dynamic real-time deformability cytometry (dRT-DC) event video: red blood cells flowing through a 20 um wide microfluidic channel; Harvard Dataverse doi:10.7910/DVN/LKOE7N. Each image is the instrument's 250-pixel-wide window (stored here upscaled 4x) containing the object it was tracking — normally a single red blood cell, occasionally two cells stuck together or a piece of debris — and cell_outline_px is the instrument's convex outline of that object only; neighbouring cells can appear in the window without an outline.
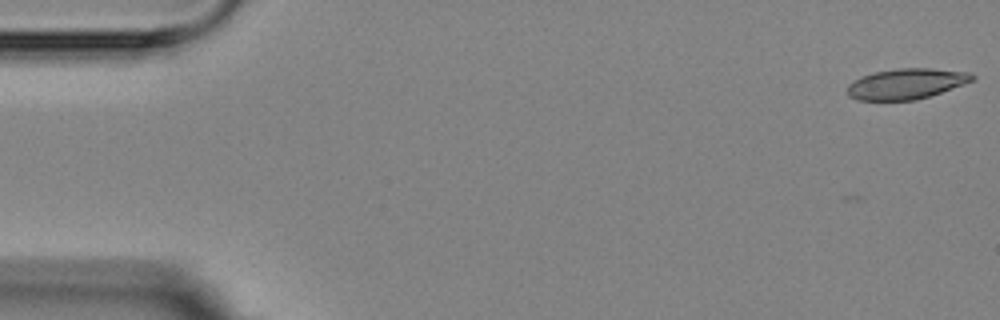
{"species": "Egyptian fruit bat (a non-hibernating species)", "species_latin": "Rousettus aegyptiacus", "temperature_condition": "room temperature", "stored_images_in_passage": 4, "camera_frame_rate_fps": 3000, "um_per_image_px": 0.085, "animal": {"sex": "female"}, "frame": {"image": 1, "passage_image": 1, "time_ms": 0.0, "image_size_px": [1000, 320], "cell_outline_px": [[976, 80], [916, 100], [856, 100], [848, 96], [848, 84], [852, 80], [860, 76], [876, 72], [896, 68], [932, 68], [972, 72], [976, 76]], "centroid_in_image_um": [77.05, 7.11], "position_along_channel_um": 8.0, "area_um2": 22.43}}